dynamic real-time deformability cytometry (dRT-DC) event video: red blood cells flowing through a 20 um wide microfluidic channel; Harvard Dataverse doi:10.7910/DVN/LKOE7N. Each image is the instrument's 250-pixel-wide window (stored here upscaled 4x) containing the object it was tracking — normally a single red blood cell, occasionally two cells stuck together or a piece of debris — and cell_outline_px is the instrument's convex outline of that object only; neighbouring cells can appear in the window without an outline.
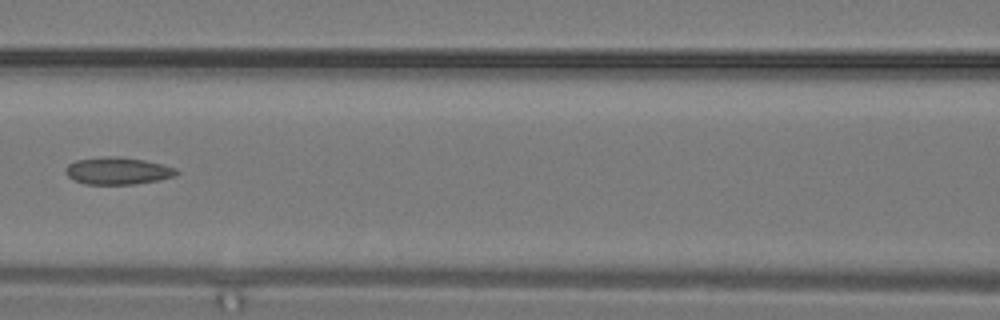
{"species": "common noctule bat (a hibernating species)", "species_latin": "Nyctalus noctula", "temperature_condition": "warm", "stored_images_in_passage": 16, "camera_frame_rate_fps": 3000, "um_per_image_px": 0.085, "animal": {"sex": "male", "body_mass_g": 19.2, "forearm_length_mm": 51.8}, "frame": {"image": 1, "passage_image": 12, "time_ms": 3.667, "image_size_px": [1000, 320], "cell_outline_px": [[180, 172], [176, 176], [160, 180], [132, 184], [84, 184], [68, 176], [64, 172], [64, 168], [68, 164], [76, 160], [108, 156], [120, 156], [144, 160], [176, 168]], "centroid_in_image_um": [10.01, 14.52], "position_along_channel_um": 156.6, "area_um2": 17.63}}
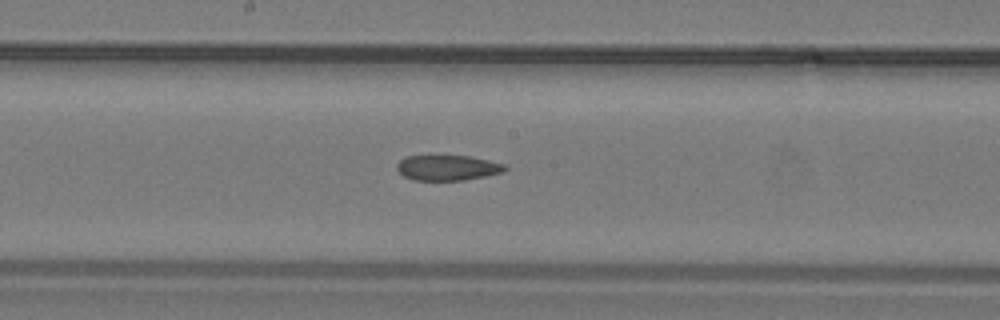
{"frame": {"image": 2, "passage_image": 14, "time_ms": 4.333, "image_size_px": [1000, 320], "cell_outline_px": [[508, 168], [504, 172], [464, 180], [412, 180], [404, 176], [396, 168], [396, 164], [404, 156], [468, 156], [488, 160], [504, 164]], "centroid_in_image_um": [38.03, 14.26], "position_along_channel_um": 210.2, "area_um2": 15.9}}
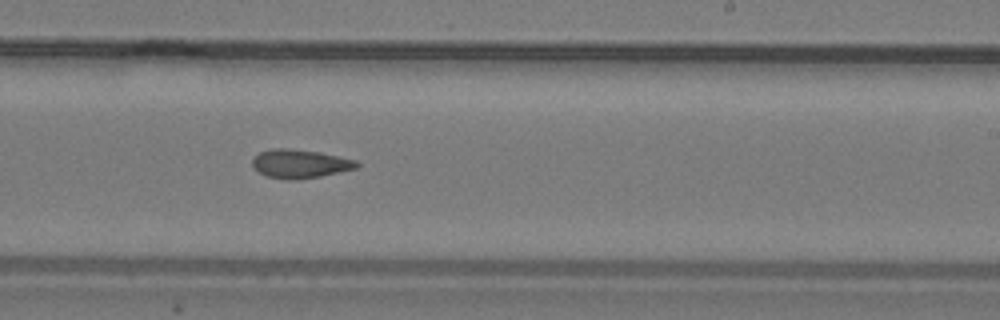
{"frame": {"image": 3, "passage_image": 16, "time_ms": 5.0, "image_size_px": [1000, 320], "cell_outline_px": [[360, 164], [356, 168], [320, 176], [296, 180], [288, 180], [268, 176], [260, 172], [252, 164], [252, 160], [260, 152], [272, 148], [284, 148], [320, 152], [356, 160]], "centroid_in_image_um": [25.51, 13.92], "position_along_channel_um": 263.5, "area_um2": 17.17}}